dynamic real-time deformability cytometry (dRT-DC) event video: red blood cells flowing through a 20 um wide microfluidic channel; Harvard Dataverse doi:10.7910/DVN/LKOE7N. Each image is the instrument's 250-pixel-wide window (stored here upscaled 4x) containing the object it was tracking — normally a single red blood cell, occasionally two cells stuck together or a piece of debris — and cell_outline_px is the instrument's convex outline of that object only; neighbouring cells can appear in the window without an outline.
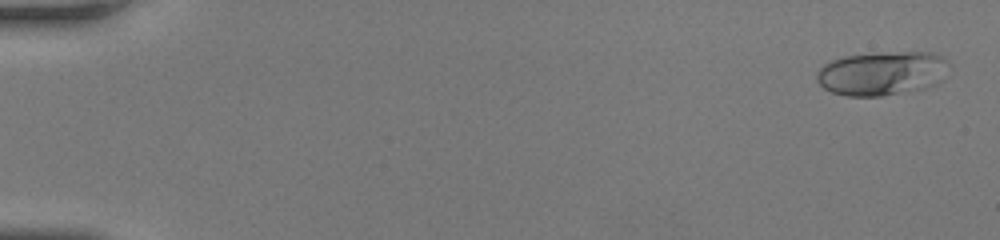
{"species": "human", "species_latin": "Homo sapiens", "temperature_condition": "room temperature", "stored_images_in_passage": 51, "camera_frame_rate_fps": 3000, "um_per_image_px": 0.085, "donor": {"sex": "female"}, "frame": {"image": 1, "passage_image": 2, "time_ms": 0.333, "image_size_px": [1000, 240], "cell_outline_px": [[952, 64], [940, 80], [928, 88], [880, 96], [848, 96], [832, 92], [824, 88], [816, 80], [816, 72], [820, 64], [844, 56], [872, 52], [932, 52], [944, 56]], "centroid_in_image_um": [74.97, 6.21], "position_along_channel_um": 10.0, "area_um2": 34.56}}
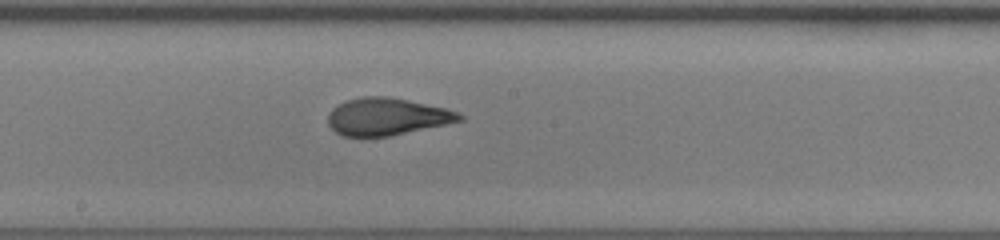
{"frame": {"image": 2, "passage_image": 29, "time_ms": 9.333, "image_size_px": [1000, 240], "cell_outline_px": [[464, 120], [388, 136], [340, 136], [328, 124], [328, 116], [332, 108], [348, 100], [360, 96], [388, 96], [448, 108], [460, 112], [464, 116]], "centroid_in_image_um": [32.91, 9.9], "position_along_channel_um": 215.3, "area_um2": 28.5}}
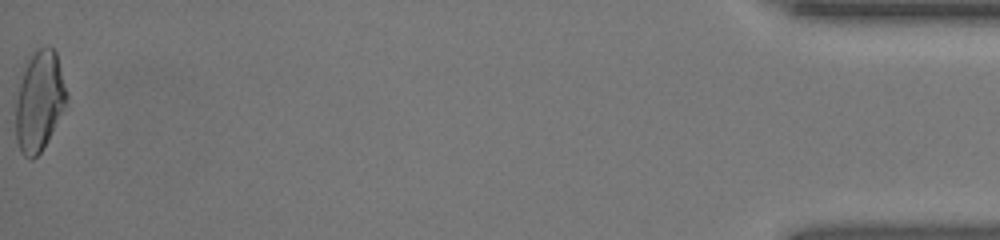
{"frame": {"image": 3, "passage_image": 51, "time_ms": 16.667, "image_size_px": [1000, 240], "cell_outline_px": [[68, 108], [48, 140], [40, 152], [32, 160], [24, 156], [20, 152], [16, 140], [12, 100], [28, 56], [40, 48], [48, 44], [56, 52], [68, 92]], "centroid_in_image_um": [3.32, 8.6], "position_along_channel_um": 431.9, "area_um2": 31.44}, "authors_computed_cell_mechanics": {"area_um2": 29.2468, "velocity_mm_per_s": 4.2359, "shape_relaxation_time_tau1_ms": 7.2021, "shape_relaxation_time_tau2_ms": 0.7753, "deformation_change_tau1": 0.2513, "deformation_change_tau2": 0.0704}}